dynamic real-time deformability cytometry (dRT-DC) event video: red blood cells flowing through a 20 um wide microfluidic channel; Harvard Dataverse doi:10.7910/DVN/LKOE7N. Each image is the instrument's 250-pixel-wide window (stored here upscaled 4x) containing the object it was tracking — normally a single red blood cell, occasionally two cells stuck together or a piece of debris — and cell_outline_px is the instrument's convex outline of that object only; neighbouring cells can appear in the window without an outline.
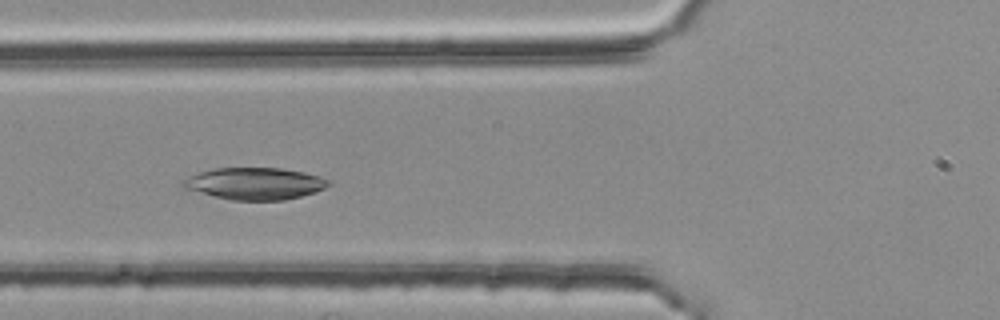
{"species": "common noctule bat (a hibernating species)", "species_latin": "Nyctalus noctula", "temperature_condition": "room temperature", "stored_images_in_passage": 44, "camera_frame_rate_fps": 3000, "um_per_image_px": 0.085, "animal": {"sex": "female", "body_mass_g": 25.1}, "frame": {"image": 1, "passage_image": 16, "time_ms": 5.0, "image_size_px": [1000, 320], "cell_outline_px": [[328, 184], [324, 188], [316, 192], [284, 200], [232, 200], [184, 188], [180, 184], [184, 180], [200, 172], [216, 168], [280, 168], [304, 172], [320, 176], [328, 180]], "centroid_in_image_um": [21.68, 15.6], "position_along_channel_um": 104.1, "area_um2": 26.65}}
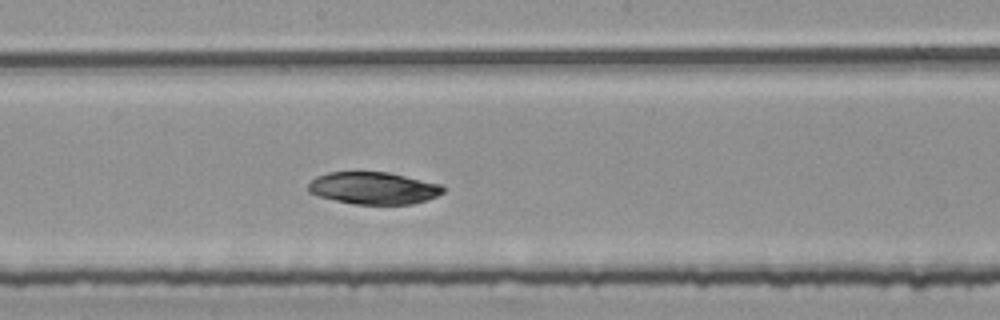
{"frame": {"image": 2, "passage_image": 25, "time_ms": 8.0, "image_size_px": [1000, 320], "cell_outline_px": [[444, 192], [428, 200], [412, 204], [356, 204], [336, 200], [320, 196], [308, 192], [308, 184], [316, 176], [328, 172], [388, 172], [440, 184], [444, 188]], "centroid_in_image_um": [31.75, 15.99], "position_along_channel_um": 216.5, "area_um2": 25.14}}
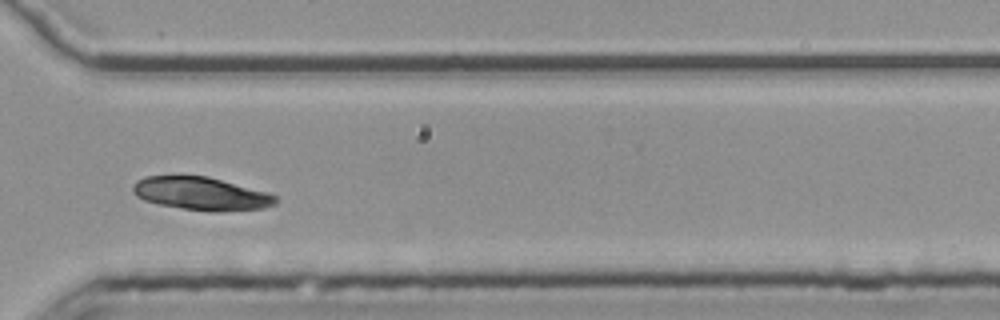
{"frame": {"image": 3, "passage_image": 36, "time_ms": 11.667, "image_size_px": [1000, 320], "cell_outline_px": [[280, 200], [276, 204], [264, 208], [220, 212], [212, 212], [180, 208], [160, 204], [144, 200], [136, 196], [132, 192], [132, 184], [136, 180], [144, 176], [208, 176], [268, 192], [280, 196]], "centroid_in_image_um": [17.14, 16.46], "position_along_channel_um": 353.5, "area_um2": 27.92}, "authors_computed_cell_mechanics": {"area_um2": 27.0504, "velocity_mm_per_s": 3.739, "shape_relaxation_time_tau1_ms": 2.1957, "shape_relaxation_time_tau2_ms": null, "deformation_change_tau1": 0.0556, "deformation_change_tau2": null}}